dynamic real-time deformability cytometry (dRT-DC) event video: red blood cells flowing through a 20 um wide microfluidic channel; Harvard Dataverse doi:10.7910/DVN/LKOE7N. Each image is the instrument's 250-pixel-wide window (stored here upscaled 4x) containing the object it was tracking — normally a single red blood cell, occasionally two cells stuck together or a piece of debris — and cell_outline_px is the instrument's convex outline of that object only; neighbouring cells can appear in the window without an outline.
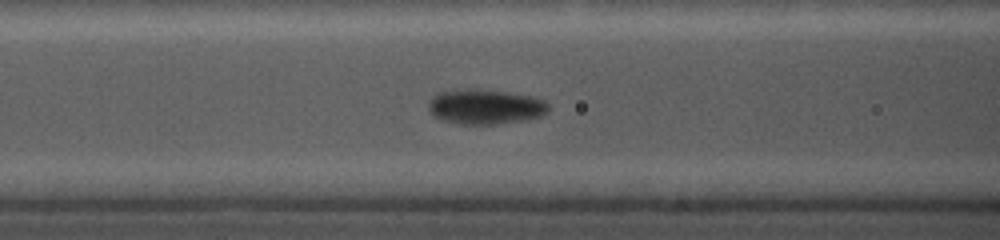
{"species": "common noctule bat (a hibernating species)", "species_latin": "Nyctalus noctula", "temperature_condition": "cold", "stored_images_in_passage": 60, "camera_frame_rate_fps": 5000, "um_per_image_px": 0.085, "animal": {"sex": "female", "body_mass_g": 19.0, "forearm_length_mm": 56.7}, "frame": {"image": 1, "passage_image": 28, "time_ms": 5.4, "image_size_px": [1000, 240], "cell_outline_px": [[548, 112], [544, 116], [528, 120], [496, 124], [460, 124], [440, 120], [432, 116], [428, 112], [428, 100], [436, 92], [468, 88], [480, 88], [508, 92], [532, 96], [544, 100], [548, 104]], "centroid_in_image_um": [41.22, 9.07], "position_along_channel_um": 125.4, "area_um2": 25.2}}
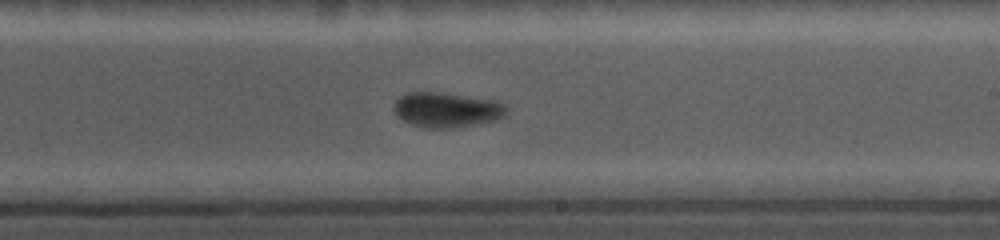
{"frame": {"image": 2, "passage_image": 44, "time_ms": 8.8, "image_size_px": [1000, 240], "cell_outline_px": [[504, 116], [496, 120], [476, 124], [452, 128], [428, 128], [408, 124], [396, 116], [396, 100], [400, 96], [408, 92], [444, 92], [492, 100], [504, 104]], "centroid_in_image_um": [37.93, 9.34], "position_along_channel_um": 251.1, "area_um2": 22.77}}
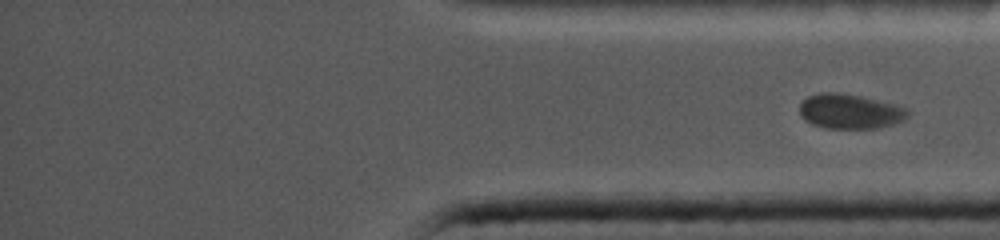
{"frame": {"image": 3, "passage_image": 60, "time_ms": 11.8, "image_size_px": [1000, 240], "cell_outline_px": [[908, 116], [904, 120], [892, 124], [876, 128], [828, 128], [812, 124], [804, 120], [800, 116], [800, 104], [808, 96], [820, 92], [836, 92], [860, 96], [896, 104], [908, 108]], "centroid_in_image_um": [72.24, 9.46], "position_along_channel_um": 363.0, "area_um2": 21.91}}